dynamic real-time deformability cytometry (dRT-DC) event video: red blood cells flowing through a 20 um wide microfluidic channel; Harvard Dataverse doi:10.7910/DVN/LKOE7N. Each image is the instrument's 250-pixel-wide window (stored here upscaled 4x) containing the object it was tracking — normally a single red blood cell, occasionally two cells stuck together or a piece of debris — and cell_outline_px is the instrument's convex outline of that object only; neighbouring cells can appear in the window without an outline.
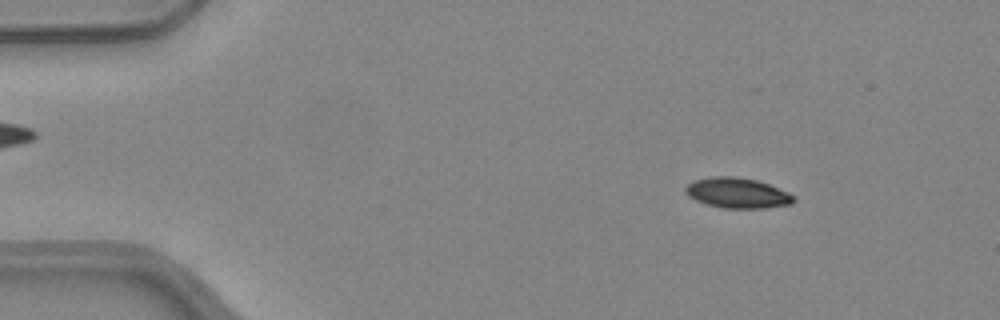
{"species": "common noctule bat (a hibernating species)", "species_latin": "Nyctalus noctula", "temperature_condition": "warm", "stored_images_in_passage": 51, "camera_frame_rate_fps": 3000, "um_per_image_px": 0.085, "animal": {"sex": "female", "body_mass_g": 24.6, "forearm_length_mm": 56.2}, "frame": {"image": 1, "passage_image": 7, "time_ms": 2.0, "image_size_px": [1000, 320], "cell_outline_px": [[796, 200], [792, 204], [764, 208], [724, 208], [708, 204], [696, 200], [688, 196], [684, 192], [684, 188], [692, 180], [712, 176], [732, 176], [756, 180], [768, 184], [788, 192], [796, 196]], "centroid_in_image_um": [62.67, 16.4], "position_along_channel_um": 22.3, "area_um2": 19.19}}
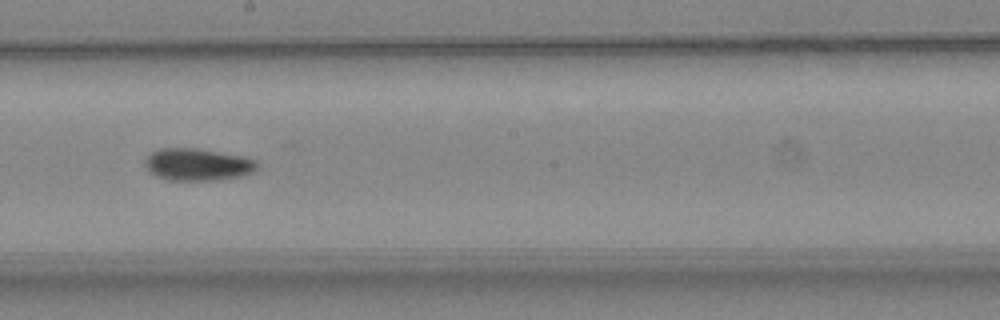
{"frame": {"image": 2, "passage_image": 29, "time_ms": 9.333, "image_size_px": [1000, 320], "cell_outline_px": [[260, 168], [244, 176], [216, 180], [168, 180], [156, 176], [148, 172], [144, 164], [144, 160], [152, 152], [160, 148], [196, 148], [244, 156], [256, 160]], "centroid_in_image_um": [16.81, 13.99], "position_along_channel_um": 231.4, "area_um2": 21.33}}
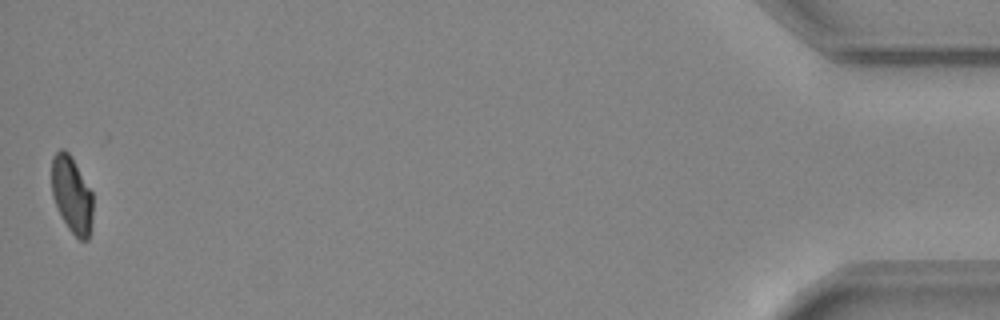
{"frame": {"image": 3, "passage_image": 51, "time_ms": 16.667, "image_size_px": [1000, 320], "cell_outline_px": [[92, 228], [88, 240], [80, 240], [68, 228], [52, 196], [52, 156], [60, 148], [64, 148], [72, 156], [92, 192]], "centroid_in_image_um": [6.12, 16.53], "position_along_channel_um": 429.1, "area_um2": 18.44}, "authors_computed_cell_mechanics": {"area_um2": 19.941, "velocity_mm_per_s": 4.0192, "shape_relaxation_time_tau1_ms": 5.9907, "shape_relaxation_time_tau2_ms": null, "deformation_change_tau1": 0.1399, "deformation_change_tau2": null}}